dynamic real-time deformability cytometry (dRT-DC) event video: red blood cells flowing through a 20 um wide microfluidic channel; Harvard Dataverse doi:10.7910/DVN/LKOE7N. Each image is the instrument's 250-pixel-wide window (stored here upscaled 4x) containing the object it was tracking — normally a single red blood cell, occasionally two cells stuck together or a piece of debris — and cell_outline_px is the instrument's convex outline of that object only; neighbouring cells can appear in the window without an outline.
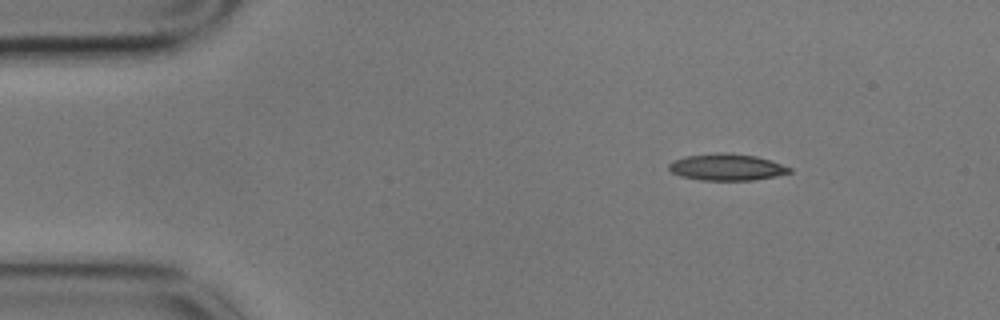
{"species": "common noctule bat (a hibernating species)", "species_latin": "Nyctalus noctula", "temperature_condition": "cold", "stored_images_in_passage": 49, "camera_frame_rate_fps": 3000, "um_per_image_px": 0.085, "animal": {"sex": "male", "body_mass_g": 17.9}, "frame": {"image": 1, "passage_image": 1, "time_ms": 0.0, "image_size_px": [1000, 320], "cell_outline_px": [[792, 172], [776, 176], [752, 180], [700, 180], [680, 176], [672, 172], [668, 168], [668, 164], [672, 160], [684, 156], [716, 152], [728, 152], [756, 156], [792, 168]], "centroid_in_image_um": [61.73, 14.2], "position_along_channel_um": 23.3, "area_um2": 18.84}}
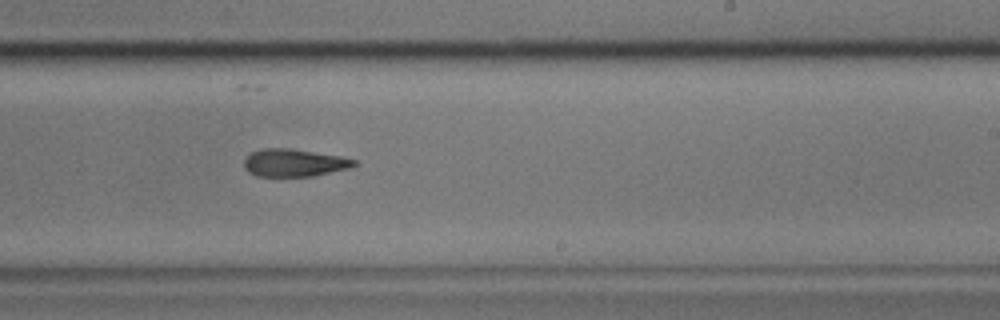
{"frame": {"image": 2, "passage_image": 27, "time_ms": 8.667, "image_size_px": [1000, 320], "cell_outline_px": [[356, 164], [352, 168], [312, 176], [256, 176], [248, 172], [244, 168], [244, 160], [252, 152], [264, 148], [292, 148], [344, 156], [356, 160]], "centroid_in_image_um": [25.04, 13.83], "position_along_channel_um": 264.0, "area_um2": 17.92}}
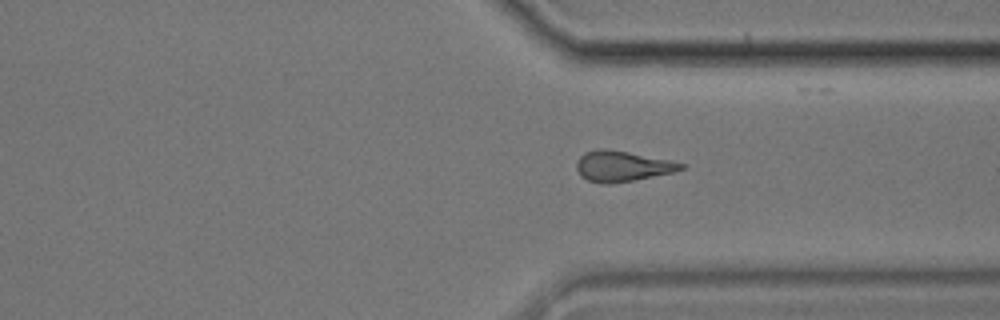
{"frame": {"image": 3, "passage_image": 35, "time_ms": 11.333, "image_size_px": [1000, 320], "cell_outline_px": [[684, 168], [672, 172], [632, 180], [608, 184], [600, 184], [588, 180], [580, 176], [576, 168], [576, 160], [584, 152], [600, 148], [608, 148], [668, 160], [684, 164]], "centroid_in_image_um": [52.8, 14.12], "position_along_channel_um": 358.6, "area_um2": 18.44}, "authors_computed_cell_mechanics": {"area_um2": 18.6694, "velocity_mm_per_s": 3.5436, "shape_relaxation_time_tau1_ms": 8.5336, "shape_relaxation_time_tau2_ms": 3.4241, "deformation_change_tau1": 0.2039, "deformation_change_tau2": 0.1329}}